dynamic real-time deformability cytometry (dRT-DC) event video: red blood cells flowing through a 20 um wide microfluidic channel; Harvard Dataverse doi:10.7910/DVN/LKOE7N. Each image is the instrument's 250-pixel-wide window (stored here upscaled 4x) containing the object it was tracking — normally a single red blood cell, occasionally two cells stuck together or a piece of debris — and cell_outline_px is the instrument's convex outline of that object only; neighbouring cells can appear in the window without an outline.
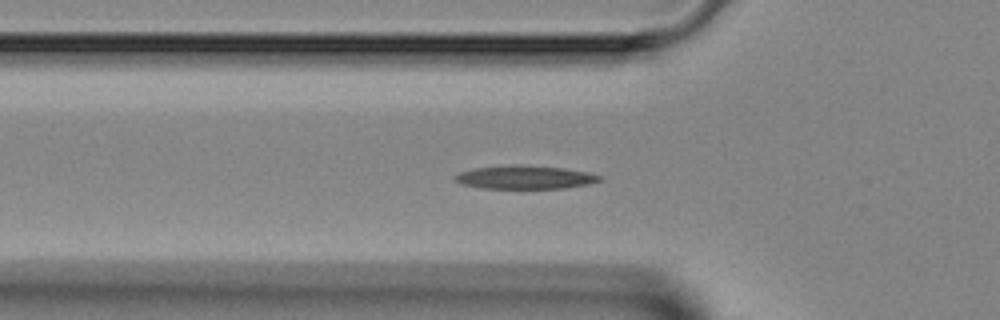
{"species": "Egyptian fruit bat (a non-hibernating species)", "species_latin": "Rousettus aegyptiacus", "temperature_condition": "room temperature", "stored_images_in_passage": 40, "camera_frame_rate_fps": 3000, "um_per_image_px": 0.085, "animal": {"sex": "female"}, "frame": {"image": 1, "passage_image": 16, "time_ms": 5.0, "image_size_px": [1000, 320], "cell_outline_px": [[600, 180], [588, 184], [564, 188], [480, 188], [464, 184], [456, 180], [452, 176], [460, 172], [476, 168], [508, 164], [520, 164], [564, 168], [588, 172], [600, 176]], "centroid_in_image_um": [44.6, 15.05], "position_along_channel_um": 81.2, "area_um2": 19.65}}
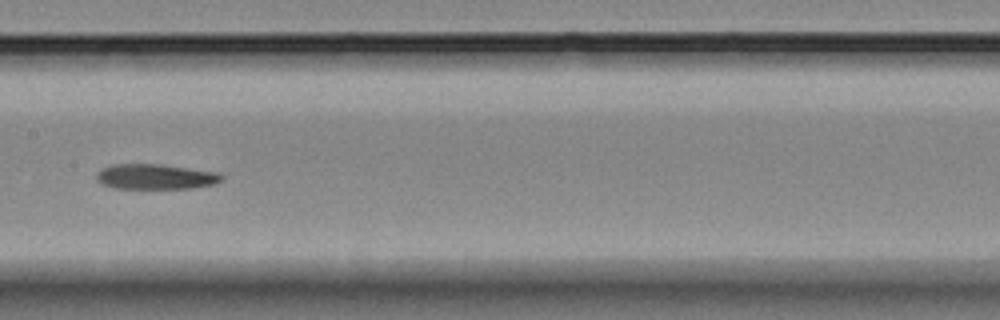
{"frame": {"image": 2, "passage_image": 24, "time_ms": 7.667, "image_size_px": [1000, 320], "cell_outline_px": [[224, 180], [216, 184], [192, 188], [116, 188], [104, 184], [96, 180], [96, 172], [100, 168], [112, 164], [160, 164], [220, 172], [224, 176]], "centroid_in_image_um": [13.26, 15.01], "position_along_channel_um": 194.1, "area_um2": 18.61}}
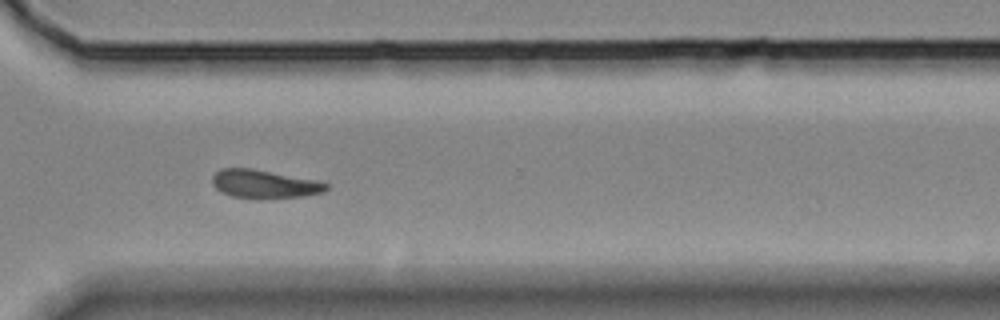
{"frame": {"image": 3, "passage_image": 35, "time_ms": 11.333, "image_size_px": [1000, 320], "cell_outline_px": [[328, 188], [324, 192], [304, 196], [232, 196], [216, 188], [212, 184], [212, 176], [220, 168], [252, 168], [316, 180], [328, 184]], "centroid_in_image_um": [22.46, 15.59], "position_along_channel_um": 348.1, "area_um2": 18.03}}